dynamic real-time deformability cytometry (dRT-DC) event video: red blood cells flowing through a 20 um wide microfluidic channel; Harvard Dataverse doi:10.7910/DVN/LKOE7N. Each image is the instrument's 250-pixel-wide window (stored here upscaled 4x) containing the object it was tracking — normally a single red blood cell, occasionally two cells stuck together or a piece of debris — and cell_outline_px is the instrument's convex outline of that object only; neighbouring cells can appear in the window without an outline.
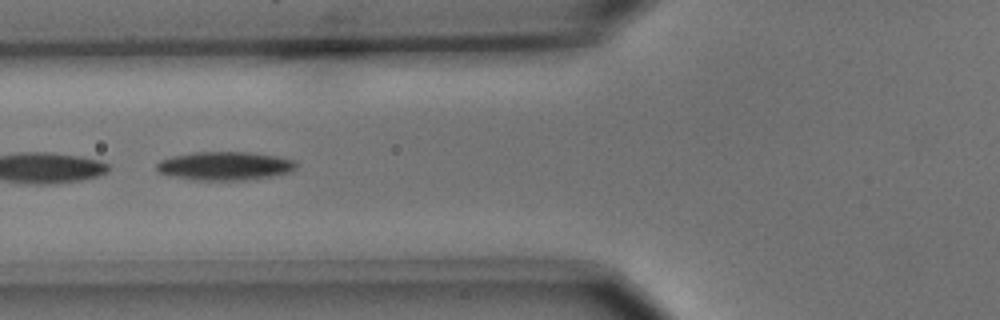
{"species": "common noctule bat (a hibernating species)", "species_latin": "Nyctalus noctula", "temperature_condition": "cold", "stored_images_in_passage": 10, "camera_frame_rate_fps": 3000, "um_per_image_px": 0.085, "animal": {"sex": "male", "body_mass_g": 15.6}, "frame": {"image": 1, "passage_image": 5, "time_ms": 5.667, "image_size_px": [1000, 320], "cell_outline_px": [[296, 168], [288, 172], [272, 176], [244, 180], [192, 180], [172, 176], [156, 172], [156, 164], [160, 160], [172, 156], [192, 152], [256, 152], [296, 160]], "centroid_in_image_um": [19.08, 14.1], "position_along_channel_um": 106.7, "area_um2": 23.41}}
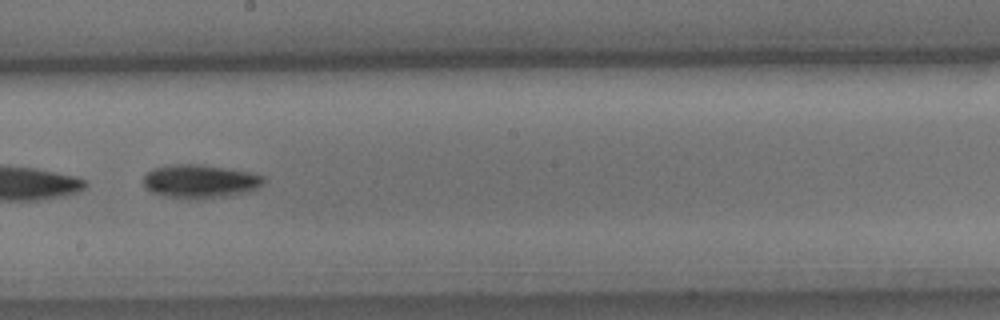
{"frame": {"image": 2, "passage_image": 8, "time_ms": 9.0, "image_size_px": [1000, 320], "cell_outline_px": [[264, 184], [248, 192], [232, 196], [204, 200], [188, 200], [168, 196], [152, 192], [140, 180], [152, 168], [172, 164], [200, 164], [252, 172], [264, 176]], "centroid_in_image_um": [17.03, 15.43], "position_along_channel_um": 231.2, "area_um2": 24.04}}
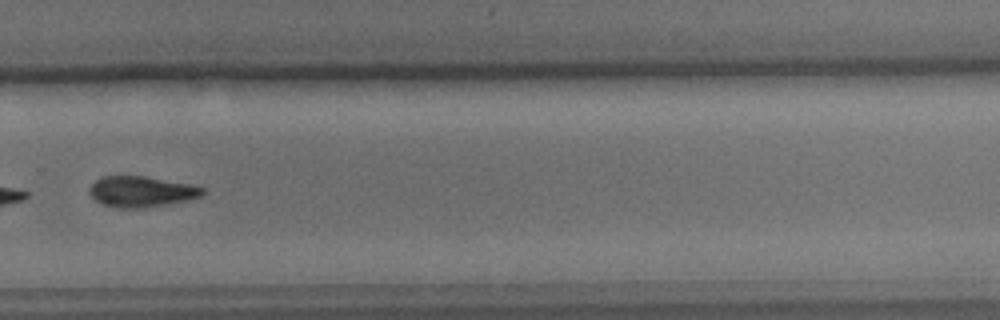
{"frame": {"image": 3, "passage_image": 10, "time_ms": 11.333, "image_size_px": [1000, 320], "cell_outline_px": [[208, 192], [200, 196], [188, 200], [140, 208], [120, 208], [100, 204], [88, 192], [88, 188], [100, 176], [144, 176], [192, 184], [204, 188]], "centroid_in_image_um": [12.01, 16.28], "position_along_channel_um": 317.8, "area_um2": 20.35}}